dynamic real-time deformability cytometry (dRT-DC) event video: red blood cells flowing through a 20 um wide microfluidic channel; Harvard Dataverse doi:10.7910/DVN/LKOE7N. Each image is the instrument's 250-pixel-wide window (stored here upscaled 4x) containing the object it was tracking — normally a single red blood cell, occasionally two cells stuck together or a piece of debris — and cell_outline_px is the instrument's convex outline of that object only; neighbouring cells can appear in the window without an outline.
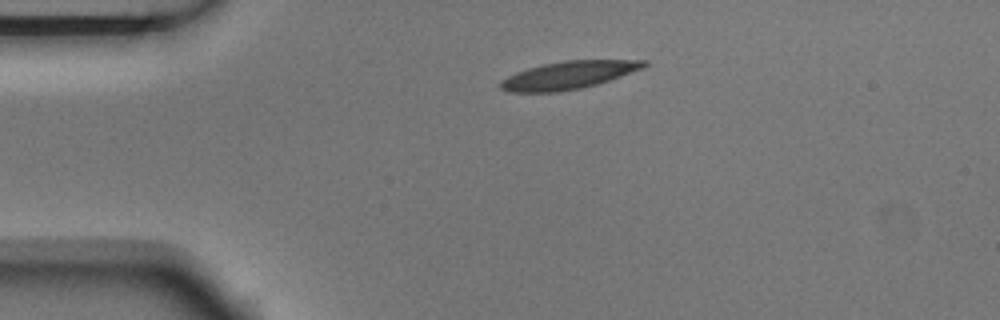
{"species": "Egyptian fruit bat (a non-hibernating species)", "species_latin": "Rousettus aegyptiacus", "temperature_condition": "room temperature", "stored_images_in_passage": 2, "camera_frame_rate_fps": 3000, "um_per_image_px": 0.085, "animal": {"sex": "male"}, "frame": {"image": 1, "passage_image": 1, "time_ms": 0.0, "image_size_px": [1000, 320], "cell_outline_px": [[648, 64], [644, 68], [596, 84], [580, 88], [556, 92], [508, 92], [500, 88], [500, 80], [516, 72], [528, 68], [544, 64], [564, 60], [648, 60]], "centroid_in_image_um": [48.31, 6.38], "position_along_channel_um": 36.7, "area_um2": 23.06}}